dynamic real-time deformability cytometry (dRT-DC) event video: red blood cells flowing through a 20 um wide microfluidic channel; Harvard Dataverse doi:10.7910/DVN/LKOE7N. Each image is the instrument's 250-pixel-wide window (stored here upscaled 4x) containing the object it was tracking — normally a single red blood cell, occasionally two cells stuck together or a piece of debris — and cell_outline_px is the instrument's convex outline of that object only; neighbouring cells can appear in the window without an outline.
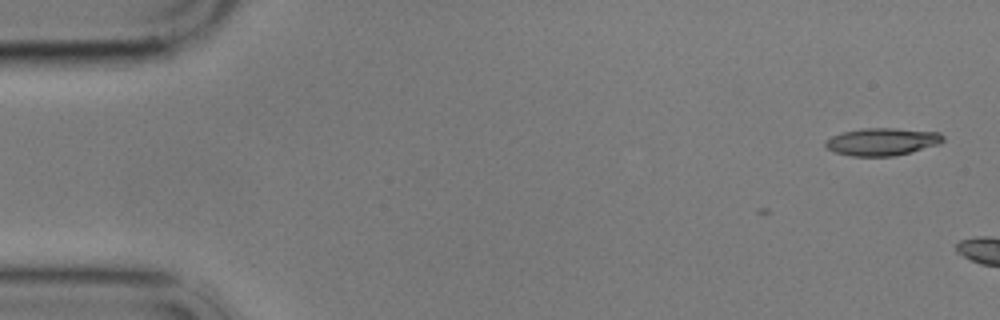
{"species": "common noctule bat (a hibernating species)", "species_latin": "Nyctalus noctula", "temperature_condition": "cold", "stored_images_in_passage": 2, "camera_frame_rate_fps": 3000, "um_per_image_px": 0.085, "animal": {"sex": "male", "body_mass_g": 17.9}, "frame": {"image": 1, "passage_image": 2, "time_ms": 1.333, "image_size_px": [1000, 320], "cell_outline_px": [[944, 140], [940, 144], [892, 156], [852, 156], [836, 152], [828, 148], [824, 144], [824, 140], [832, 136], [844, 132], [864, 128], [892, 128], [940, 132], [944, 136]], "centroid_in_image_um": [74.99, 12.03], "position_along_channel_um": 10.0, "area_um2": 18.67}}